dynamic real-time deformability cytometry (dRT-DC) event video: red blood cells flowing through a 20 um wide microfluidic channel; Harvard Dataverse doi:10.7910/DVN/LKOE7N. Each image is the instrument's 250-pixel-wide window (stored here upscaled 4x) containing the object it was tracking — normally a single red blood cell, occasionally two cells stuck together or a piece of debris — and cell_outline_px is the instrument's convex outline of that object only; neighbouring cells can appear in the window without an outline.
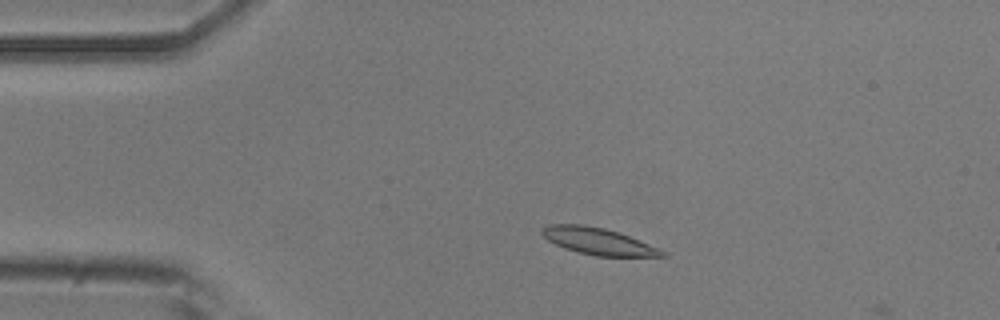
{"species": "common noctule bat (a hibernating species)", "species_latin": "Nyctalus noctula", "temperature_condition": "room temperature", "stored_images_in_passage": 7, "camera_frame_rate_fps": 3000, "um_per_image_px": 0.085, "animal": {"sex": "male", "body_mass_g": 20.5, "forearm_length_mm": 52.5}, "frame": {"image": 1, "passage_image": 4, "time_ms": 1.0, "image_size_px": [1000, 320], "cell_outline_px": [[668, 256], [596, 256], [576, 252], [564, 248], [548, 240], [540, 232], [548, 224], [584, 224], [604, 228], [620, 232], [648, 244], [664, 252]], "centroid_in_image_um": [50.8, 20.5], "position_along_channel_um": 34.2, "area_um2": 18.55}}